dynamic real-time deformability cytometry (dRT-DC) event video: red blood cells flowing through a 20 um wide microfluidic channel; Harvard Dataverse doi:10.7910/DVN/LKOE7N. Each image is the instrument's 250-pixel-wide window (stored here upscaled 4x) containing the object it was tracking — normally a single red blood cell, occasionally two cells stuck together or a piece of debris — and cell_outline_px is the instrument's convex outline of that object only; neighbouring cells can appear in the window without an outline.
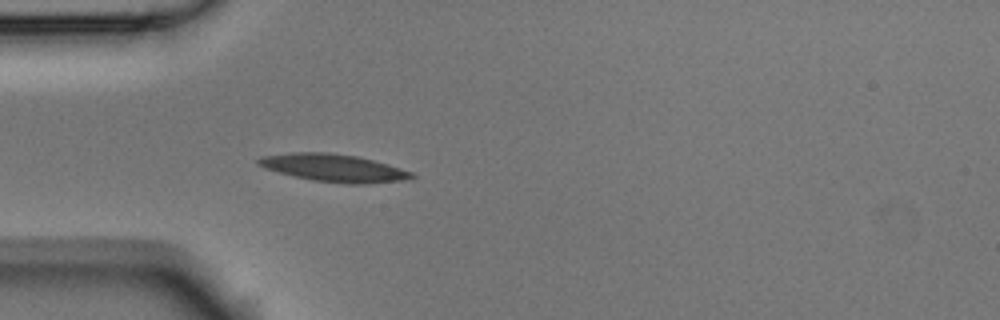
{"species": "Egyptian fruit bat (a non-hibernating species)", "species_latin": "Rousettus aegyptiacus", "temperature_condition": "room temperature", "stored_images_in_passage": 3, "camera_frame_rate_fps": 3000, "um_per_image_px": 0.085, "animal": {"sex": "male"}, "frame": {"image": 1, "passage_image": 3, "time_ms": 0.667, "image_size_px": [1000, 320], "cell_outline_px": [[416, 176], [412, 180], [364, 184], [348, 184], [312, 180], [264, 168], [256, 164], [256, 160], [260, 156], [292, 152], [328, 152], [356, 156], [388, 164], [412, 172]], "centroid_in_image_um": [28.39, 14.27], "position_along_channel_um": 56.6, "area_um2": 24.8}}